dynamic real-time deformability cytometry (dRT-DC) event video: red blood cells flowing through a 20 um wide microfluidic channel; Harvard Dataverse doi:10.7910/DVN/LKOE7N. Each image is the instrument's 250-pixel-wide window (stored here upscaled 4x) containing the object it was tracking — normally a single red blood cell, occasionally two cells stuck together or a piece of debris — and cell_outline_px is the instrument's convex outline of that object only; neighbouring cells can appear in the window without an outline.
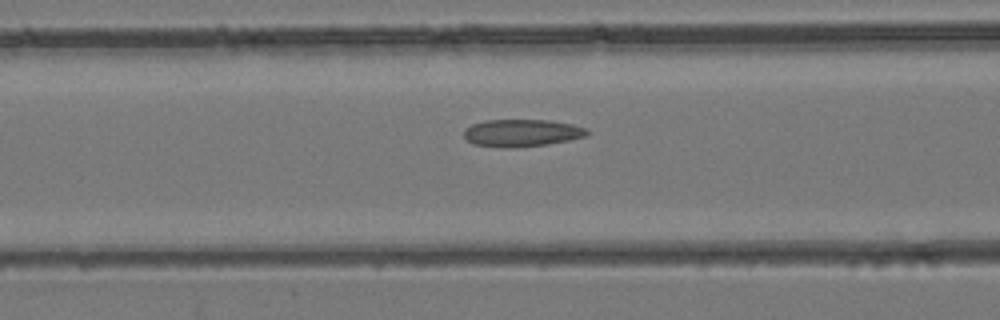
{"species": "common noctule bat (a hibernating species)", "species_latin": "Nyctalus noctula", "temperature_condition": "room temperature", "stored_images_in_passage": 17, "camera_frame_rate_fps": 3000, "um_per_image_px": 0.085, "animal": {"sex": "female", "body_mass_g": 24.6, "forearm_length_mm": 56.2}, "frame": {"image": 1, "passage_image": 15, "time_ms": 4.667, "image_size_px": [1000, 320], "cell_outline_px": [[588, 132], [584, 136], [568, 140], [544, 144], [516, 148], [504, 148], [472, 144], [464, 136], [464, 128], [472, 124], [484, 120], [548, 120], [572, 124], [584, 128]], "centroid_in_image_um": [44.27, 11.3], "position_along_channel_um": 122.3, "area_um2": 19.48}}